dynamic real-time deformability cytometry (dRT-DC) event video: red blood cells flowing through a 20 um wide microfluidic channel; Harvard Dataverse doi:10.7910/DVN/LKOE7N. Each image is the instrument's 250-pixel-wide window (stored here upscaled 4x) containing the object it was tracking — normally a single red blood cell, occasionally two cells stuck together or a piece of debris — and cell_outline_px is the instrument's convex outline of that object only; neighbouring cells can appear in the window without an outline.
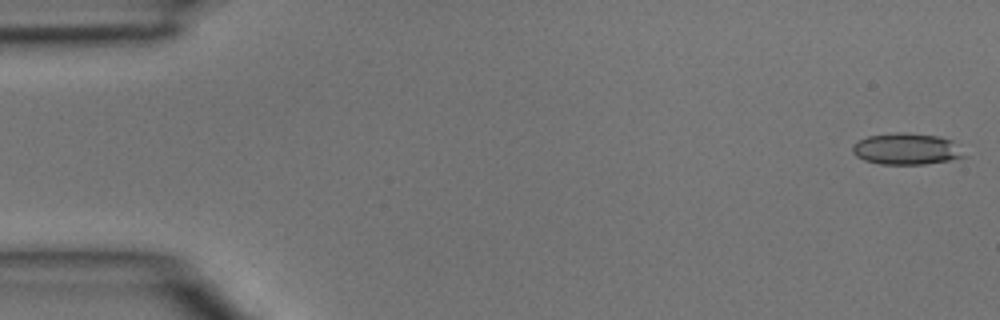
{"species": "common noctule bat (a hibernating species)", "species_latin": "Nyctalus noctula", "temperature_condition": "room temperature", "stored_images_in_passage": 12, "camera_frame_rate_fps": 3000, "um_per_image_px": 0.085, "animal": {"sex": "male", "body_mass_g": 15.6}, "frame": {"image": 1, "passage_image": 1, "time_ms": 0.0, "image_size_px": [1000, 320], "cell_outline_px": [[968, 156], [952, 160], [924, 164], [880, 164], [864, 160], [856, 156], [852, 152], [852, 148], [860, 140], [868, 136], [896, 132], [904, 132], [940, 136], [952, 140]], "centroid_in_image_um": [77.09, 12.66], "position_along_channel_um": 7.9, "area_um2": 20.52}}